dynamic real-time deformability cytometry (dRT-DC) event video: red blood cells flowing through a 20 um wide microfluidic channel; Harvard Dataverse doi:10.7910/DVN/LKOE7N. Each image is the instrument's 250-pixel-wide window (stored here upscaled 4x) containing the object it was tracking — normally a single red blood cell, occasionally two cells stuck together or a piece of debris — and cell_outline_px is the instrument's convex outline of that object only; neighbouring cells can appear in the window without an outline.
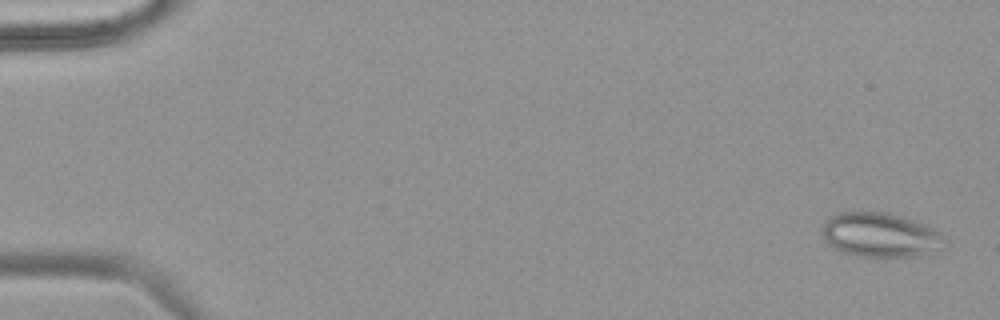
{"species": "common noctule bat (a hibernating species)", "species_latin": "Nyctalus noctula", "temperature_condition": "warm", "stored_images_in_passage": 54, "camera_frame_rate_fps": 3000, "um_per_image_px": 0.085, "animal": {"sex": "female", "body_mass_g": 18.4}, "frame": {"image": 1, "passage_image": 2, "time_ms": 0.333, "image_size_px": [1000, 320], "cell_outline_px": [[948, 244], [944, 248], [912, 256], [856, 256], [840, 252], [828, 244], [824, 236], [824, 220], [840, 212], [888, 212], [912, 220], [932, 228], [944, 236]], "centroid_in_image_um": [74.83, 19.97], "position_along_channel_um": 10.2, "area_um2": 31.39}}
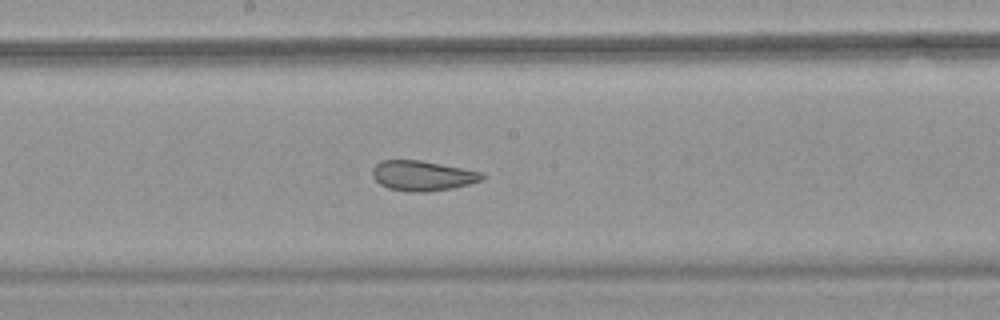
{"frame": {"image": 2, "passage_image": 30, "time_ms": 9.667, "image_size_px": [1000, 320], "cell_outline_px": [[488, 176], [484, 180], [452, 188], [428, 192], [408, 192], [388, 188], [380, 184], [372, 176], [372, 168], [380, 160], [420, 160], [484, 172]], "centroid_in_image_um": [35.94, 14.93], "position_along_channel_um": 212.3, "area_um2": 19.48}}
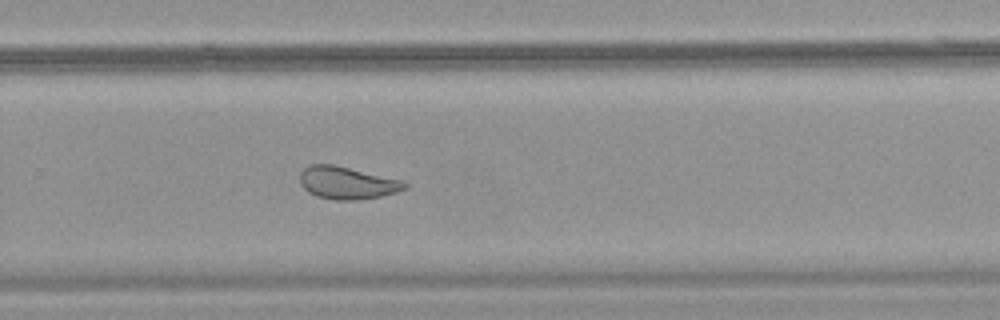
{"frame": {"image": 3, "passage_image": 37, "time_ms": 12.0, "image_size_px": [1000, 320], "cell_outline_px": [[408, 188], [396, 192], [380, 196], [356, 200], [332, 200], [316, 196], [308, 192], [300, 184], [300, 172], [308, 164], [332, 164], [404, 180], [408, 184]], "centroid_in_image_um": [29.5, 15.54], "position_along_channel_um": 300.3, "area_um2": 20.0}, "authors_computed_cell_mechanics": {"area_um2": 25.5187, "velocity_mm_per_s": 3.7871, "shape_relaxation_time_tau1_ms": null, "shape_relaxation_time_tau2_ms": 1.2071, "deformation_change_tau1": null, "deformation_change_tau2": 0.0598}}